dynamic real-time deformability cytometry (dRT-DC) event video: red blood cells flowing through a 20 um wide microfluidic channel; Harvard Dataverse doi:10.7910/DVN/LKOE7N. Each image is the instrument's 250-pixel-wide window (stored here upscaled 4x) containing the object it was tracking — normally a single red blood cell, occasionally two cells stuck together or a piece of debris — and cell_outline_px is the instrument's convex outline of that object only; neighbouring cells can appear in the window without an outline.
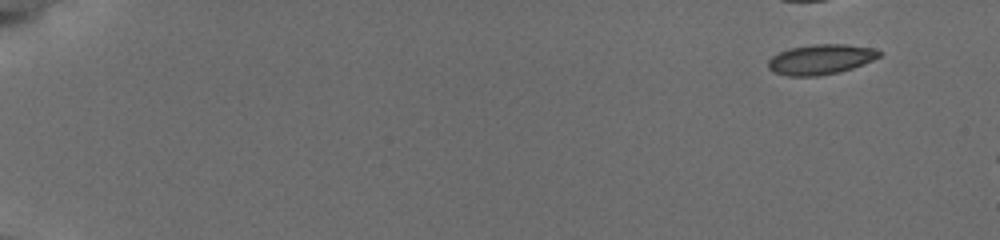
{"species": "common noctule bat (a hibernating species)", "species_latin": "Nyctalus noctula", "temperature_condition": "cold", "stored_images_in_passage": 12, "camera_frame_rate_fps": 3000, "um_per_image_px": 0.085, "animal": {"sex": "female", "body_mass_g": 19.5, "forearm_length_mm": 54.1}, "frame": {"image": 1, "passage_image": 1, "time_ms": 0.0, "image_size_px": [1000, 240], "cell_outline_px": [[880, 56], [872, 60], [852, 68], [836, 72], [816, 76], [788, 76], [772, 72], [768, 68], [768, 60], [772, 56], [788, 48], [812, 44], [848, 44], [872, 48], [880, 52]], "centroid_in_image_um": [69.7, 5.04], "position_along_channel_um": 15.3, "area_um2": 19.36}}